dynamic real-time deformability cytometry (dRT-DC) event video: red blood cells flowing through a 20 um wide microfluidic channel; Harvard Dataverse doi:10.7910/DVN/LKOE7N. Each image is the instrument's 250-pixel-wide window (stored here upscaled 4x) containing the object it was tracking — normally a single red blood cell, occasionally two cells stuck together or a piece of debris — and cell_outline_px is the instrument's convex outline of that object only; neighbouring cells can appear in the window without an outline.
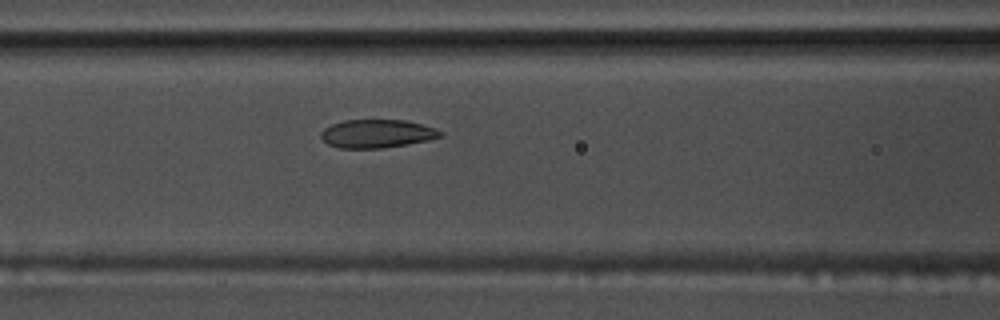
{"species": "common noctule bat (a hibernating species)", "species_latin": "Nyctalus noctula", "temperature_condition": "warm", "stored_images_in_passage": 49, "camera_frame_rate_fps": 3000, "um_per_image_px": 0.085, "animal": {"sex": "male", "body_mass_g": 17.5, "forearm_length_mm": 52.3}, "frame": {"image": 1, "passage_image": 23, "time_ms": 7.333, "image_size_px": [1000, 320], "cell_outline_px": [[444, 136], [428, 140], [408, 144], [384, 148], [340, 148], [328, 144], [320, 136], [320, 132], [324, 128], [332, 124], [344, 120], [408, 120], [436, 128], [444, 132]], "centroid_in_image_um": [32.08, 11.36], "position_along_channel_um": 134.5, "area_um2": 19.88}}
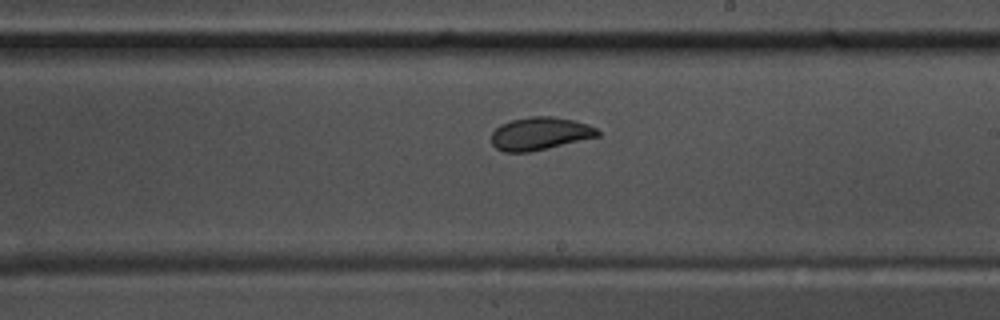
{"frame": {"image": 2, "passage_image": 32, "time_ms": 10.333, "image_size_px": [1000, 320], "cell_outline_px": [[600, 136], [548, 148], [528, 152], [504, 152], [496, 148], [492, 144], [492, 132], [500, 124], [512, 120], [532, 116], [552, 116], [572, 120], [588, 124], [596, 128], [600, 132]], "centroid_in_image_um": [45.9, 11.36], "position_along_channel_um": 243.1, "area_um2": 20.29}}
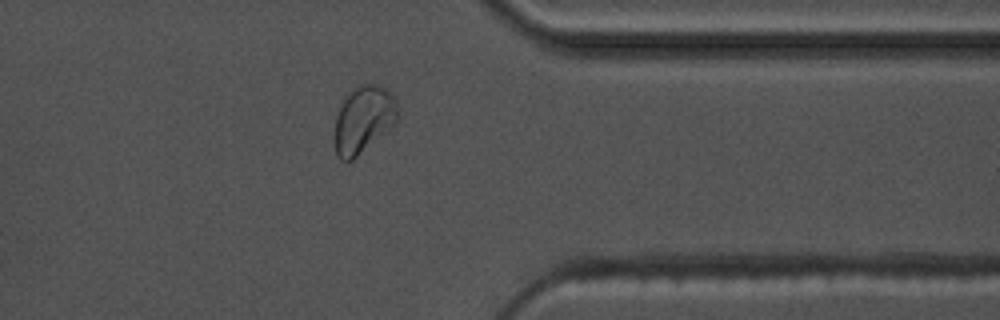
{"frame": {"image": 3, "passage_image": 44, "time_ms": 14.333, "image_size_px": [1000, 320], "cell_outline_px": [[396, 124], [352, 160], [340, 160], [336, 152], [336, 116], [348, 92], [352, 88], [360, 84], [376, 84], [384, 88], [392, 96], [396, 104]], "centroid_in_image_um": [30.89, 10.15], "position_along_channel_um": 380.5, "area_um2": 24.04}}